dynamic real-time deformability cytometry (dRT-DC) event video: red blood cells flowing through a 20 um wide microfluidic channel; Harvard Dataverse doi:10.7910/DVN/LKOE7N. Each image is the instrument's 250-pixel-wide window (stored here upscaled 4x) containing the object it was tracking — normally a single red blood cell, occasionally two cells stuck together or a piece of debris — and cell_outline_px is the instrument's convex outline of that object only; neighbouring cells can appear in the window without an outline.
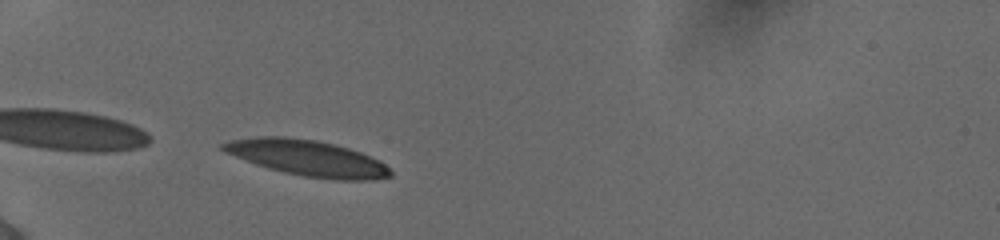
{"species": "human", "species_latin": "Homo sapiens", "temperature_condition": "cold", "stored_images_in_passage": 33, "camera_frame_rate_fps": 3000, "um_per_image_px": 0.085, "donor": {"sex": "female"}, "frame": {"image": 1, "passage_image": 1, "time_ms": 0.0, "image_size_px": [1000, 240], "cell_outline_px": [[392, 176], [372, 180], [336, 180], [304, 176], [284, 172], [268, 168], [256, 164], [224, 152], [220, 148], [220, 144], [232, 140], [256, 136], [284, 136], [316, 140], [348, 148], [360, 152], [384, 164], [392, 172]], "centroid_in_image_um": [26.1, 13.43], "position_along_channel_um": 58.9, "area_um2": 34.68}}
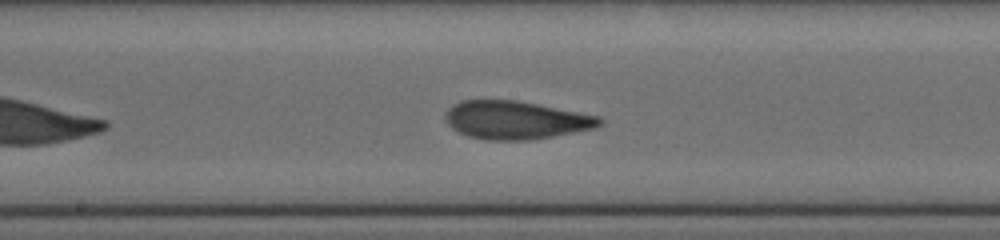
{"frame": {"image": 2, "passage_image": 14, "time_ms": 4.333, "image_size_px": [1000, 240], "cell_outline_px": [[604, 120], [600, 124], [592, 128], [552, 136], [528, 140], [484, 140], [468, 136], [452, 128], [448, 124], [444, 116], [448, 108], [452, 104], [460, 100], [516, 100], [600, 116]], "centroid_in_image_um": [43.78, 10.2], "position_along_channel_um": 204.4, "area_um2": 34.1}}
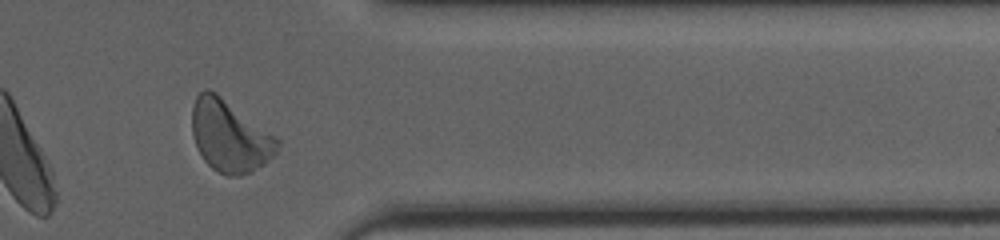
{"frame": {"image": 3, "passage_image": 29, "time_ms": 9.333, "image_size_px": [1000, 240], "cell_outline_px": [[280, 144], [276, 152], [264, 164], [252, 172], [240, 176], [224, 176], [212, 168], [204, 160], [196, 144], [192, 132], [192, 104], [196, 96], [204, 88], [208, 88], [216, 92], [276, 136], [280, 140]], "centroid_in_image_um": [19.52, 11.56], "position_along_channel_um": 391.9, "area_um2": 35.78}, "authors_computed_cell_mechanics": {"area_um2": 33.8708, "velocity_mm_per_s": 3.8615, "shape_relaxation_time_tau1_ms": 4.7088, "shape_relaxation_time_tau2_ms": 1.1897, "deformation_change_tau1": 0.1667, "deformation_change_tau2": 0.0858}}